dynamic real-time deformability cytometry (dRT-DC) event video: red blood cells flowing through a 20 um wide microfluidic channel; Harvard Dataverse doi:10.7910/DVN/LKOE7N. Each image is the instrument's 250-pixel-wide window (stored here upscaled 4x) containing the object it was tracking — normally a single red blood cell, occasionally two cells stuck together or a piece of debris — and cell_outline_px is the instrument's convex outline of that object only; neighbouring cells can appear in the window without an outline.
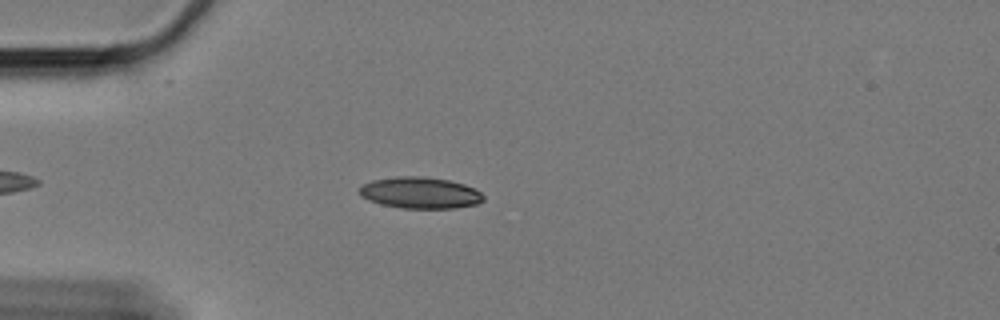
{"species": "Egyptian fruit bat (a non-hibernating species)", "species_latin": "Rousettus aegyptiacus", "temperature_condition": "cold", "stored_images_in_passage": 49, "camera_frame_rate_fps": 3000, "um_per_image_px": 0.085, "animal": {"sex": "female"}, "frame": {"image": 1, "passage_image": 9, "time_ms": 2.667, "image_size_px": [1000, 320], "cell_outline_px": [[484, 200], [476, 204], [452, 208], [404, 208], [380, 204], [368, 200], [360, 196], [360, 184], [372, 180], [396, 176], [420, 176], [448, 180], [464, 184], [476, 188], [484, 196]], "centroid_in_image_um": [35.69, 16.38], "position_along_channel_um": 49.3, "area_um2": 22.77}}
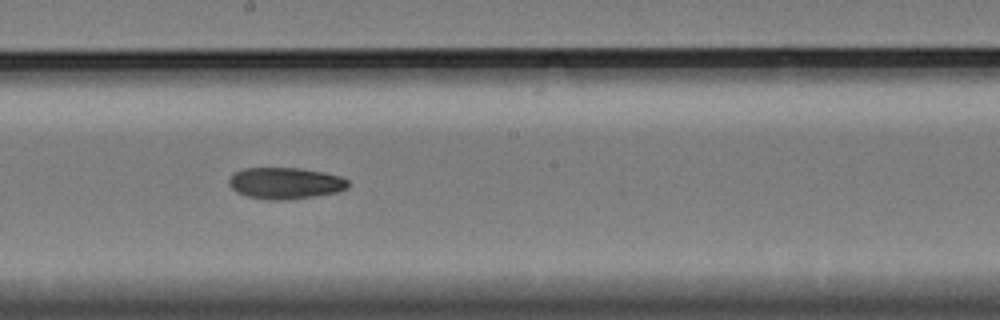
{"frame": {"image": 2, "passage_image": 26, "time_ms": 8.333, "image_size_px": [1000, 320], "cell_outline_px": [[348, 188], [336, 192], [288, 200], [272, 200], [248, 196], [236, 192], [228, 184], [228, 180], [236, 172], [244, 168], [300, 168], [324, 172], [340, 176], [348, 180]], "centroid_in_image_um": [24.25, 15.57], "position_along_channel_um": 223.9, "area_um2": 21.73}}
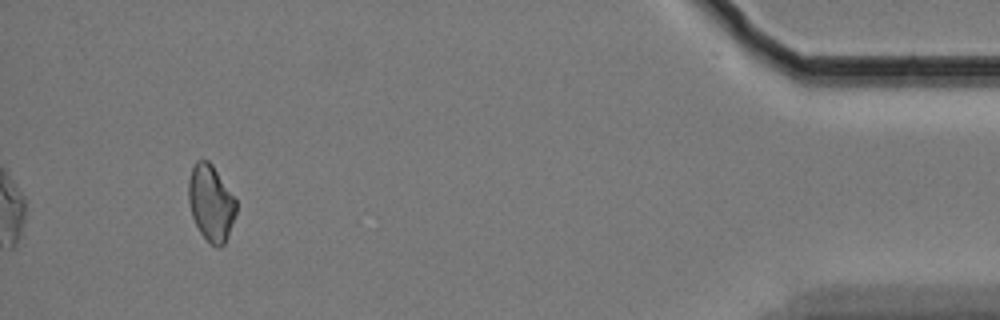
{"frame": {"image": 3, "passage_image": 49, "time_ms": 16.0, "image_size_px": [1000, 320], "cell_outline_px": [[236, 212], [228, 236], [224, 244], [220, 248], [216, 248], [200, 232], [192, 216], [188, 204], [188, 180], [192, 168], [196, 160], [208, 160], [212, 164], [236, 200]], "centroid_in_image_um": [17.91, 17.25], "position_along_channel_um": 417.3, "area_um2": 21.04}}